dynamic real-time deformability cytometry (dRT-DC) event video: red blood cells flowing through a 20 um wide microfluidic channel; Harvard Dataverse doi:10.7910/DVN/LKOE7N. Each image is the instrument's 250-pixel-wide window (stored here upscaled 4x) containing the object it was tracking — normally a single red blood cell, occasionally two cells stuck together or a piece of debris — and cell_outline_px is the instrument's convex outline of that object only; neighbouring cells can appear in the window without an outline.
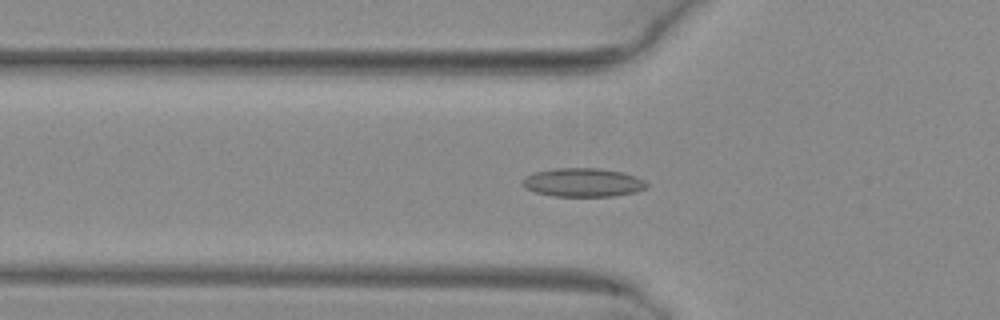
{"species": "common noctule bat (a hibernating species)", "species_latin": "Nyctalus noctula", "temperature_condition": "warm", "stored_images_in_passage": 41, "camera_frame_rate_fps": 3000, "um_per_image_px": 0.085, "animal": {"sex": "female", "body_mass_g": 29.2, "forearm_length_mm": 56.3}, "frame": {"image": 1, "passage_image": 15, "time_ms": 4.667, "image_size_px": [1000, 320], "cell_outline_px": [[648, 188], [636, 192], [612, 196], [556, 196], [536, 192], [524, 188], [520, 180], [524, 176], [536, 172], [556, 168], [600, 168], [624, 172], [644, 180], [648, 184]], "centroid_in_image_um": [49.55, 15.5], "position_along_channel_um": 76.2, "area_um2": 20.87}}
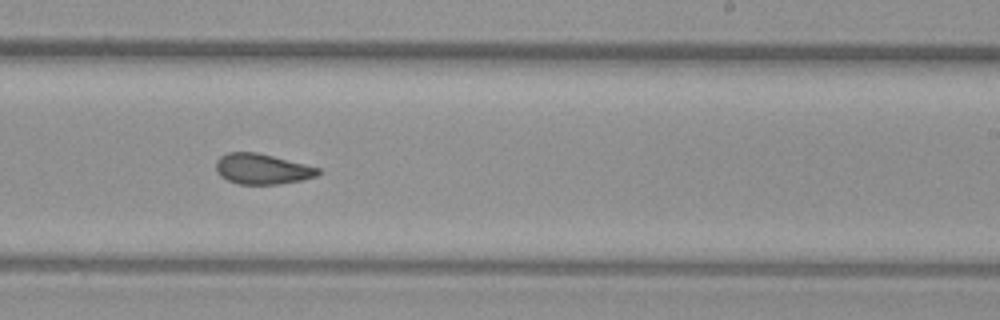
{"frame": {"image": 2, "passage_image": 29, "time_ms": 9.333, "image_size_px": [1000, 320], "cell_outline_px": [[320, 172], [316, 176], [300, 180], [280, 184], [240, 184], [228, 180], [220, 176], [216, 172], [216, 160], [220, 156], [228, 152], [256, 152], [320, 168]], "centroid_in_image_um": [22.24, 14.36], "position_along_channel_um": 266.8, "area_um2": 17.98}}
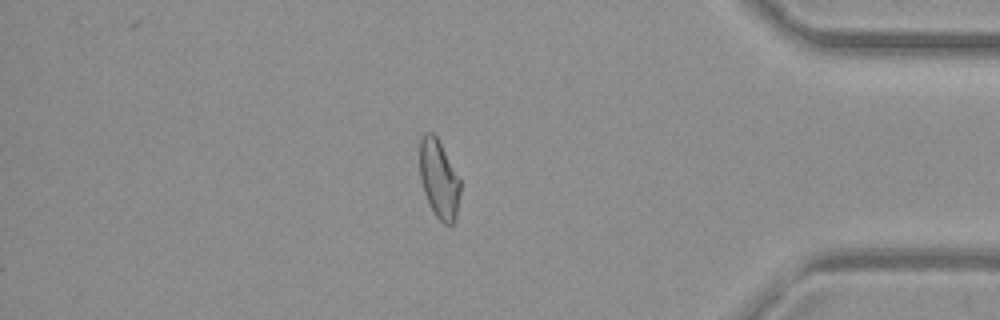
{"frame": {"image": 3, "passage_image": 41, "time_ms": 13.333, "image_size_px": [1000, 320], "cell_outline_px": [[460, 192], [456, 220], [452, 224], [444, 224], [436, 216], [428, 204], [420, 180], [420, 136], [424, 132], [432, 132], [436, 136], [460, 180]], "centroid_in_image_um": [37.3, 15.24], "position_along_channel_um": 397.9, "area_um2": 18.5}, "authors_computed_cell_mechanics": {"area_um2": 19.074, "velocity_mm_per_s": 4.0791, "shape_relaxation_time_tau1_ms": null, "shape_relaxation_time_tau2_ms": 1.7935, "deformation_change_tau1": null, "deformation_change_tau2": 0.0855}}